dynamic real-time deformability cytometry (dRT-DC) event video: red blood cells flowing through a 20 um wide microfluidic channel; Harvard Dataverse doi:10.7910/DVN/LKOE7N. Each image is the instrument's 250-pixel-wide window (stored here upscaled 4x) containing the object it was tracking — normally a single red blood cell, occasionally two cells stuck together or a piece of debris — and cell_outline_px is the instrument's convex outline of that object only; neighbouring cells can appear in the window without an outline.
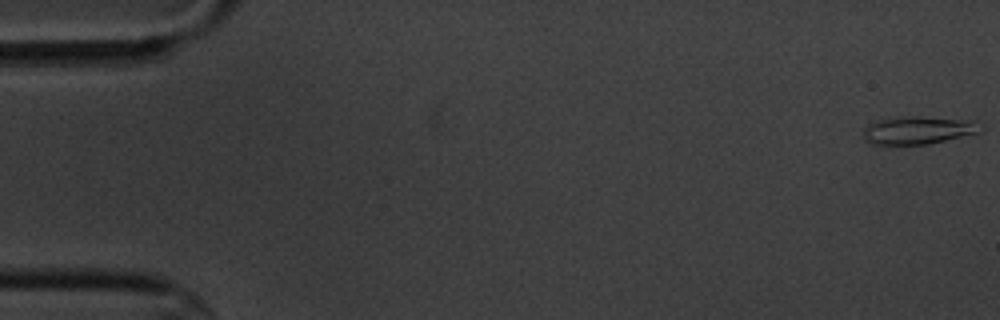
{"species": "common noctule bat (a hibernating species)", "species_latin": "Nyctalus noctula", "temperature_condition": "cold", "stored_images_in_passage": 17, "camera_frame_rate_fps": 3000, "um_per_image_px": 0.085, "animal": {"sex": "male", "body_mass_g": 20.1, "forearm_length_mm": 53.5}, "frame": {"image": 1, "passage_image": 1, "time_ms": 0.0, "image_size_px": [1000, 320], "cell_outline_px": [[984, 128], [980, 132], [928, 144], [872, 144], [864, 140], [860, 132], [868, 124], [880, 120], [912, 116], [916, 116], [972, 120]], "centroid_in_image_um": [78.01, 11.07], "position_along_channel_um": 7.0, "area_um2": 18.9}}
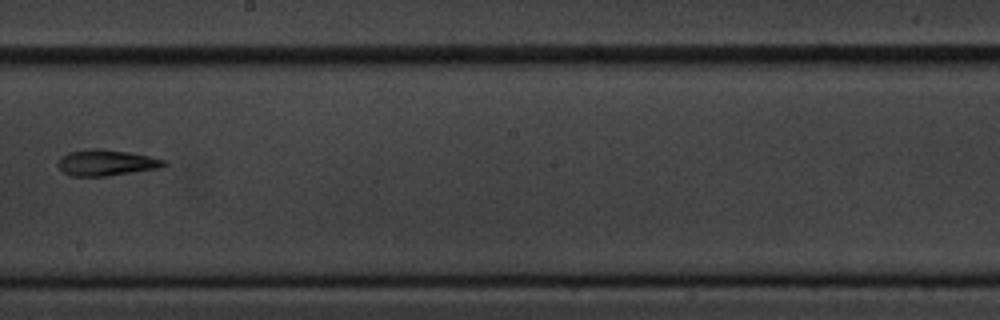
{"frame": {"image": 2, "passage_image": 10, "time_ms": 10.667, "image_size_px": [1000, 320], "cell_outline_px": [[168, 164], [160, 168], [108, 176], [68, 176], [56, 164], [60, 156], [68, 152], [92, 148], [96, 148], [128, 152], [168, 160]], "centroid_in_image_um": [9.03, 13.83], "position_along_channel_um": 239.2, "area_um2": 16.24}}
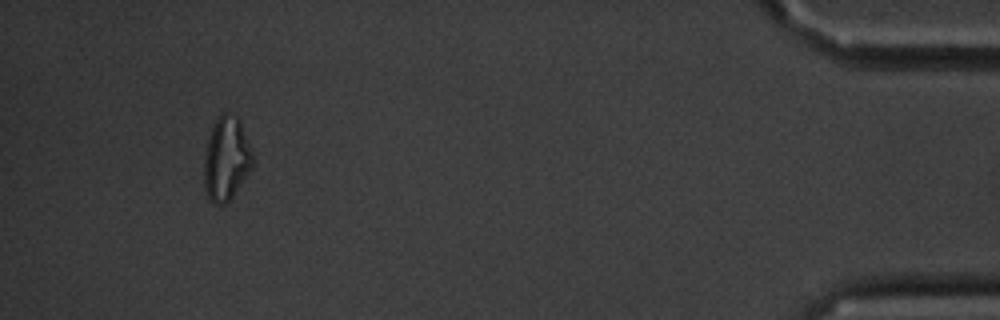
{"frame": {"image": 3, "passage_image": 16, "time_ms": 17.667, "image_size_px": [1000, 320], "cell_outline_px": [[252, 164], [232, 196], [224, 204], [212, 204], [208, 200], [204, 184], [204, 160], [208, 140], [212, 128], [216, 120], [224, 112], [232, 112], [240, 120], [252, 152]], "centroid_in_image_um": [19.21, 13.48], "position_along_channel_um": 416.0, "area_um2": 23.18}, "authors_computed_cell_mechanics": {"area_um2": 16.4152, "velocity_mm_per_s": 3.5001, "shape_relaxation_time_tau1_ms": 5.7875, "shape_relaxation_time_tau2_ms": 3.7893, "deformation_change_tau1": 0.188, "deformation_change_tau2": 0.1077}}